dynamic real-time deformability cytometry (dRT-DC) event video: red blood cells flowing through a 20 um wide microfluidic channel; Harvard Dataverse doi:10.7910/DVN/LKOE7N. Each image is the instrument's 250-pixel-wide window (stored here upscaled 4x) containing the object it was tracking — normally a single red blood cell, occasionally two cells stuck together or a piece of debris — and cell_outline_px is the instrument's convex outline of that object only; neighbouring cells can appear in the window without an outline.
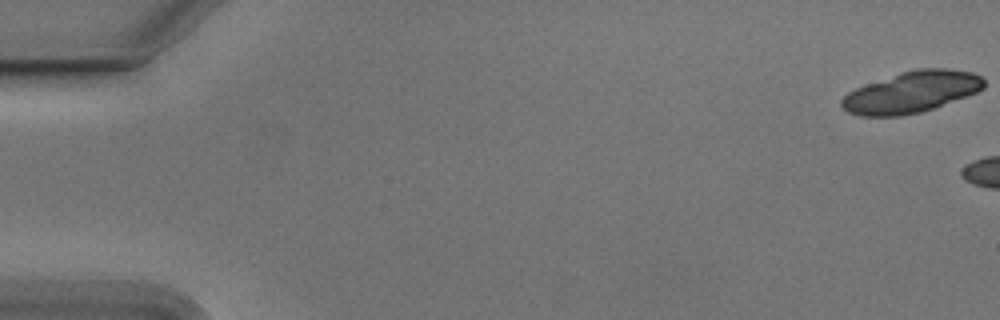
{"species": "Egyptian fruit bat (a non-hibernating species)", "species_latin": "Rousettus aegyptiacus", "temperature_condition": "cold", "stored_images_in_passage": 16, "camera_frame_rate_fps": 3000, "um_per_image_px": 0.085, "animal": {"sex": "male"}, "frame": {"image": 1, "passage_image": 1, "time_ms": 0.0, "image_size_px": [1000, 320], "cell_outline_px": [[984, 88], [976, 92], [932, 108], [920, 112], [900, 116], [860, 116], [848, 112], [840, 104], [840, 100], [848, 92], [856, 88], [900, 72], [916, 68], [948, 68], [972, 72], [980, 76], [984, 80]], "centroid_in_image_um": [77.46, 7.82], "position_along_channel_um": 7.5, "area_um2": 33.99}}